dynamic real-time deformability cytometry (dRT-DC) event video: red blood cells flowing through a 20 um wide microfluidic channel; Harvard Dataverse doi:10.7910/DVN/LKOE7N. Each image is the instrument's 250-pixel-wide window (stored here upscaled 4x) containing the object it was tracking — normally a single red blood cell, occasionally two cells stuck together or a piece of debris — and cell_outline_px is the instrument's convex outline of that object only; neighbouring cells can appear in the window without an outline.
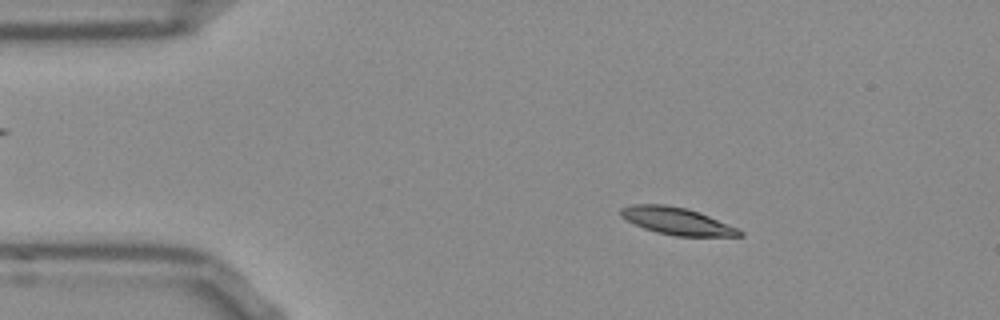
{"species": "Egyptian fruit bat (a non-hibernating species)", "species_latin": "Rousettus aegyptiacus", "temperature_condition": "room temperature", "stored_images_in_passage": 52, "camera_frame_rate_fps": 3000, "um_per_image_px": 0.085, "frame": {"image": 1, "passage_image": 8, "time_ms": 2.333, "image_size_px": [1000, 320], "cell_outline_px": [[744, 236], [676, 236], [656, 232], [644, 228], [620, 216], [620, 208], [628, 204], [664, 204], [688, 208], [700, 212], [736, 228], [744, 232]], "centroid_in_image_um": [57.52, 18.78], "position_along_channel_um": 27.5, "area_um2": 18.79}}
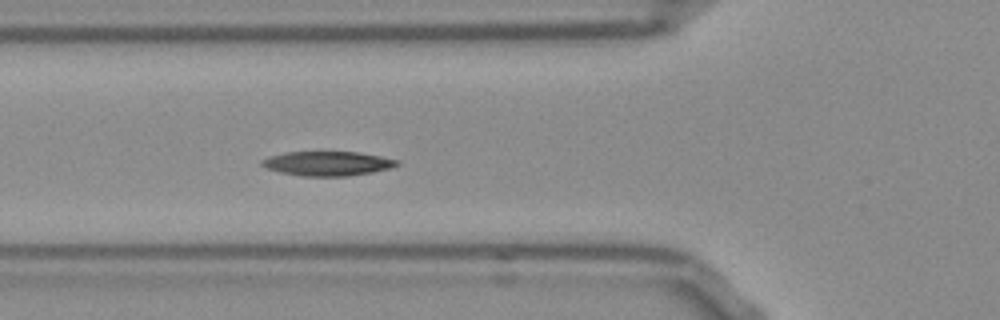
{"frame": {"image": 2, "passage_image": 18, "time_ms": 5.667, "image_size_px": [1000, 320], "cell_outline_px": [[400, 164], [392, 168], [372, 172], [348, 176], [300, 176], [280, 172], [268, 168], [260, 164], [260, 160], [268, 156], [284, 152], [356, 152], [380, 156], [400, 160]], "centroid_in_image_um": [27.84, 13.9], "position_along_channel_um": 98.0, "area_um2": 19.31}}
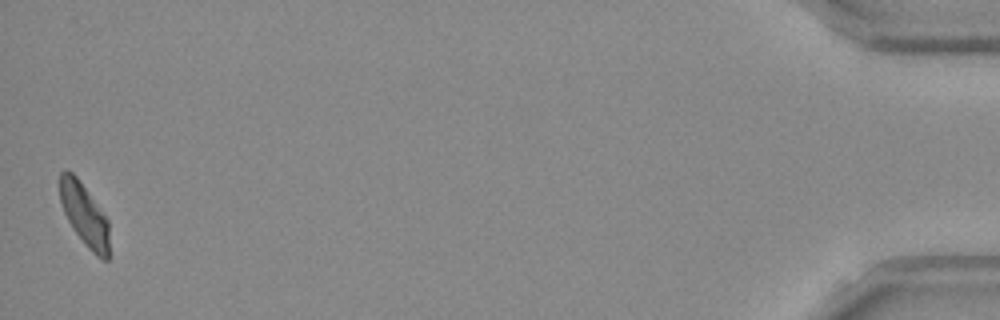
{"frame": {"image": 3, "passage_image": 52, "time_ms": 17.0, "image_size_px": [1000, 320], "cell_outline_px": [[108, 260], [104, 260], [96, 256], [84, 244], [72, 228], [64, 212], [60, 200], [60, 172], [64, 168], [72, 172], [76, 176], [108, 220]], "centroid_in_image_um": [7.15, 18.25], "position_along_channel_um": 428.0, "area_um2": 17.69}, "authors_computed_cell_mechanics": {"area_um2": 18.8428, "velocity_mm_per_s": 3.7826, "shape_relaxation_time_tau1_ms": 6.2577, "shape_relaxation_time_tau2_ms": 5.7963, "deformation_change_tau1": 0.1595, "deformation_change_tau2": 0.1099}}